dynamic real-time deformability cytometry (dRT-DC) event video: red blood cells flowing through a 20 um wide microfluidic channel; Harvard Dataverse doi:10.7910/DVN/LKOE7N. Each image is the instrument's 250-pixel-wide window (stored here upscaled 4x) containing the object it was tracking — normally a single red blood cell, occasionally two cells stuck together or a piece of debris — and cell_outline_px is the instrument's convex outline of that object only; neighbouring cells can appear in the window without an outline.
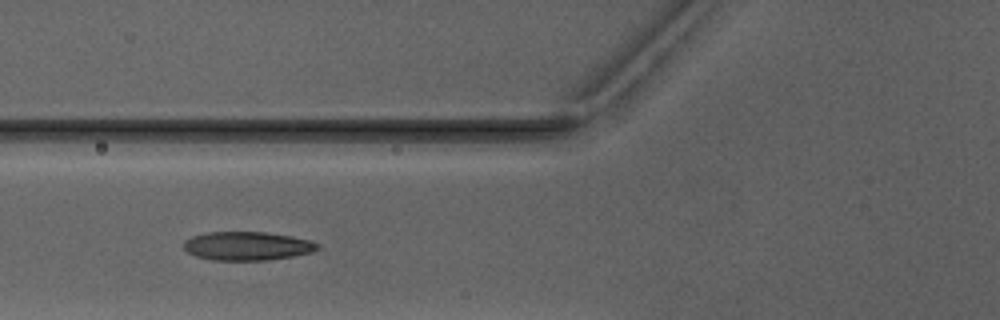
{"species": "Egyptian fruit bat (a non-hibernating species)", "species_latin": "Rousettus aegyptiacus", "temperature_condition": "warm", "stored_images_in_passage": 7, "camera_frame_rate_fps": 3000, "um_per_image_px": 0.085, "animal": {"sex": "male"}, "frame": {"image": 1, "passage_image": 5, "time_ms": 4.667, "image_size_px": [1000, 320], "cell_outline_px": [[320, 248], [312, 252], [292, 256], [268, 260], [212, 260], [196, 256], [188, 252], [184, 248], [184, 240], [192, 236], [208, 232], [264, 232], [292, 236], [312, 240], [320, 244]], "centroid_in_image_um": [21.04, 20.9], "position_along_channel_um": 104.8, "area_um2": 22.43}}
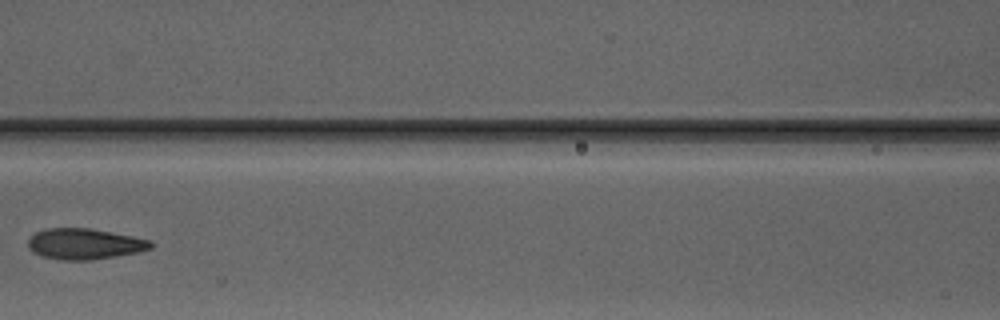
{"frame": {"image": 2, "passage_image": 6, "time_ms": 6.0, "image_size_px": [1000, 320], "cell_outline_px": [[156, 244], [152, 248], [136, 252], [116, 256], [92, 260], [60, 260], [40, 256], [32, 252], [28, 248], [28, 240], [36, 232], [44, 228], [88, 228], [132, 236], [152, 240]], "centroid_in_image_um": [7.18, 20.74], "position_along_channel_um": 159.4, "area_um2": 22.2}}
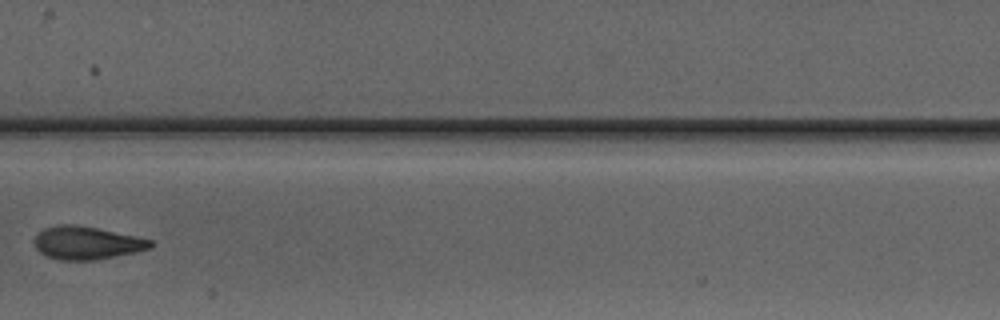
{"frame": {"image": 3, "passage_image": 7, "time_ms": 7.0, "image_size_px": [1000, 320], "cell_outline_px": [[156, 244], [148, 248], [136, 252], [96, 260], [60, 260], [48, 256], [40, 252], [36, 248], [32, 240], [44, 228], [60, 224], [68, 224], [96, 228], [136, 236], [152, 240]], "centroid_in_image_um": [7.37, 20.65], "position_along_channel_um": 200.0, "area_um2": 22.2}}